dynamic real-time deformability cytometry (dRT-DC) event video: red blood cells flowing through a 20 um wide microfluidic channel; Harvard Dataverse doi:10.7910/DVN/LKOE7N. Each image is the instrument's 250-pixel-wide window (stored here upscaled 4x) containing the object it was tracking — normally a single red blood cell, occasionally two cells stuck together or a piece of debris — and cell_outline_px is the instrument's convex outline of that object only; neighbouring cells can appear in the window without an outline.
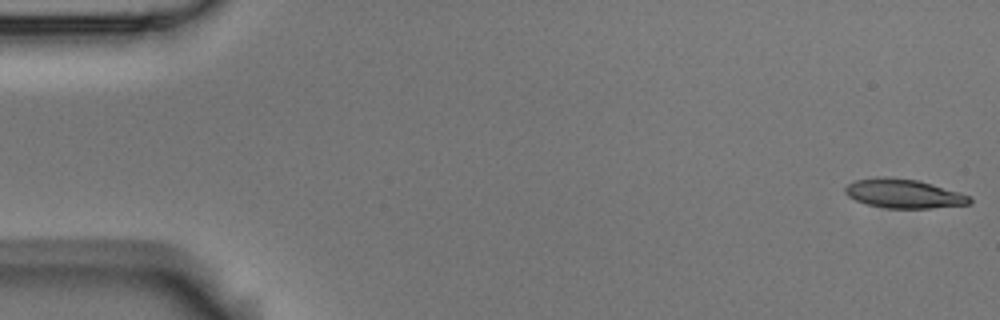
{"species": "Egyptian fruit bat (a non-hibernating species)", "species_latin": "Rousettus aegyptiacus", "temperature_condition": "room temperature", "stored_images_in_passage": 5, "camera_frame_rate_fps": 3000, "um_per_image_px": 0.085, "animal": {"sex": "male"}, "frame": {"image": 1, "passage_image": 1, "time_ms": 0.0, "image_size_px": [1000, 320], "cell_outline_px": [[972, 204], [932, 208], [888, 208], [868, 204], [856, 200], [848, 196], [844, 192], [844, 188], [848, 184], [856, 180], [880, 176], [884, 176], [920, 180], [960, 192], [972, 196]], "centroid_in_image_um": [76.86, 16.45], "position_along_channel_um": 8.1, "area_um2": 21.27}}
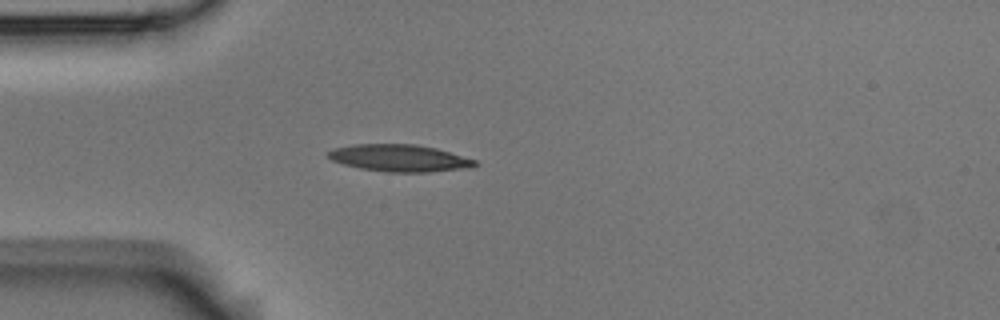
{"frame": {"image": 2, "passage_image": 5, "time_ms": 1.333, "image_size_px": [1000, 320], "cell_outline_px": [[480, 164], [472, 168], [428, 172], [384, 172], [360, 168], [344, 164], [332, 160], [328, 156], [328, 152], [332, 148], [352, 144], [416, 144], [436, 148], [476, 160]], "centroid_in_image_um": [33.98, 13.44], "position_along_channel_um": 51.0, "area_um2": 23.29}}